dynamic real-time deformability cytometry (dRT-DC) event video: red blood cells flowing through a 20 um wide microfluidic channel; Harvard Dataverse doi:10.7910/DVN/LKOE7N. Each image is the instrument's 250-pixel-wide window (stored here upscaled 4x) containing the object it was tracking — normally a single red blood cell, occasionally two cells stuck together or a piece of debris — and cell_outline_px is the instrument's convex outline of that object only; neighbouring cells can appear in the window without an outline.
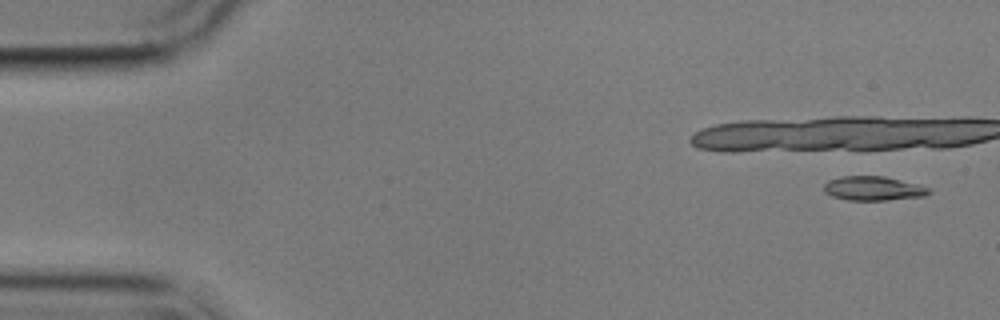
{"species": "common noctule bat (a hibernating species)", "species_latin": "Nyctalus noctula", "temperature_condition": "cold", "stored_images_in_passage": 5, "camera_frame_rate_fps": 3000, "um_per_image_px": 0.085, "animal": {"sex": "male", "body_mass_g": 17.9}, "frame": {"image": 1, "passage_image": 1, "time_ms": 0.0, "image_size_px": [1000, 320], "cell_outline_px": [[932, 192], [924, 196], [888, 200], [848, 200], [832, 196], [824, 192], [824, 184], [828, 180], [840, 176], [884, 176], [920, 184], [932, 188]], "centroid_in_image_um": [74.27, 16.01], "position_along_channel_um": 10.7, "area_um2": 15.03}}